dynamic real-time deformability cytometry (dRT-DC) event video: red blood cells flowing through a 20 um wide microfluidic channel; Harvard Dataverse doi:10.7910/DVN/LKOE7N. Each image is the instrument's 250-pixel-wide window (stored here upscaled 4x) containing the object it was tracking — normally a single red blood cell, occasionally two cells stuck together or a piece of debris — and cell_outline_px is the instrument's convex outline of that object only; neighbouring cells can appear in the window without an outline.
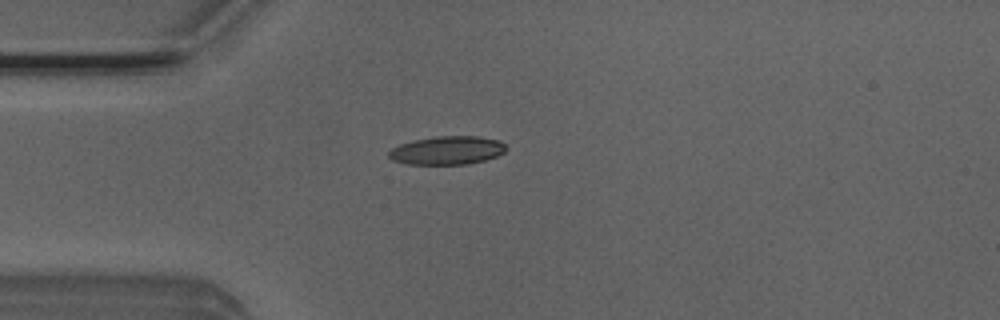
{"species": "Egyptian fruit bat (a non-hibernating species)", "species_latin": "Rousettus aegyptiacus", "temperature_condition": "room temperature", "stored_images_in_passage": 1, "camera_frame_rate_fps": 3000, "um_per_image_px": 0.085, "animal": {"sex": "male"}, "frame": {"image": 1, "passage_image": 1, "time_ms": 0.0, "image_size_px": [1000, 320], "cell_outline_px": [[508, 148], [504, 152], [496, 156], [484, 160], [468, 164], [408, 164], [392, 160], [388, 156], [388, 152], [392, 148], [400, 144], [412, 140], [436, 136], [480, 136], [500, 140]], "centroid_in_image_um": [38.02, 12.77], "position_along_channel_um": 47.0, "area_um2": 19.54}}